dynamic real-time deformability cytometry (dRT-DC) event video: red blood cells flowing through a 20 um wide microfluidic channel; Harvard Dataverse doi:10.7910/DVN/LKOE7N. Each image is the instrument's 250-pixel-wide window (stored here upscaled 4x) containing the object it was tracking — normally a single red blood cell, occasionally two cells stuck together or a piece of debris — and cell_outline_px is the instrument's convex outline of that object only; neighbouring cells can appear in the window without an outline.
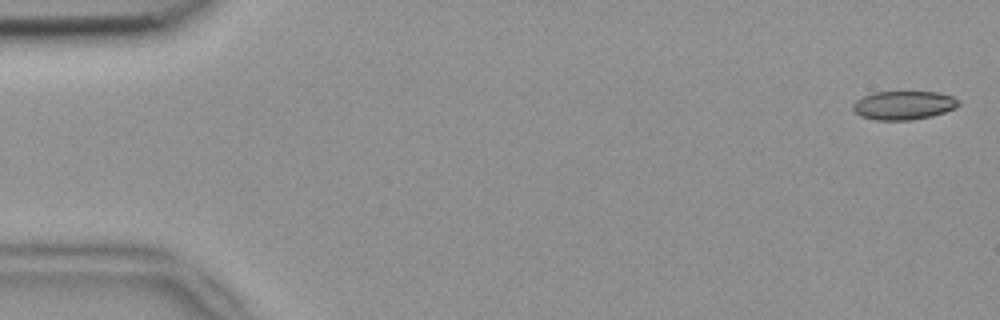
{"species": "common noctule bat (a hibernating species)", "species_latin": "Nyctalus noctula", "temperature_condition": "room temperature", "stored_images_in_passage": 6, "camera_frame_rate_fps": 3000, "um_per_image_px": 0.085, "animal": {"sex": "female", "body_mass_g": 18.4}, "frame": {"image": 1, "passage_image": 1, "time_ms": 0.0, "image_size_px": [1000, 320], "cell_outline_px": [[960, 104], [956, 108], [932, 116], [912, 120], [876, 120], [860, 116], [852, 108], [852, 104], [856, 100], [872, 92], [936, 92], [952, 96], [960, 100]], "centroid_in_image_um": [76.82, 8.95], "position_along_channel_um": 8.2, "area_um2": 17.74}}
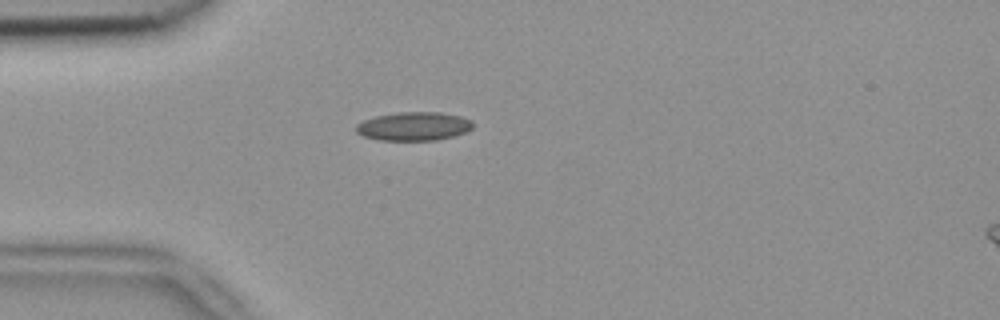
{"frame": {"image": 2, "passage_image": 4, "time_ms": 1.0, "image_size_px": [1000, 320], "cell_outline_px": [[472, 128], [464, 132], [452, 136], [436, 140], [380, 140], [364, 136], [356, 132], [356, 124], [364, 120], [376, 116], [400, 112], [440, 112], [460, 116], [472, 120]], "centroid_in_image_um": [35.16, 10.73], "position_along_channel_um": 49.8, "area_um2": 19.31}}